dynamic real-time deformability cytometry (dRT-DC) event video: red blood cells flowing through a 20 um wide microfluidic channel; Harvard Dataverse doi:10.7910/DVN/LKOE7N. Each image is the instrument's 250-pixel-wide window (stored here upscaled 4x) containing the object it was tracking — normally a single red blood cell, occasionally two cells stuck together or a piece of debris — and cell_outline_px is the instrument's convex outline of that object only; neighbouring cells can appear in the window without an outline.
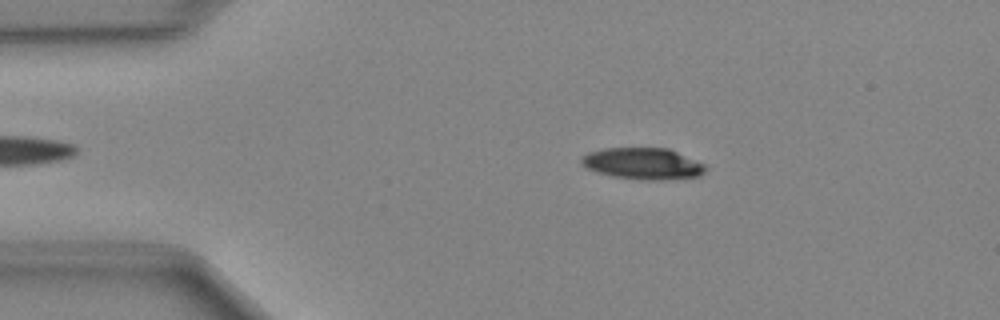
{"species": "Egyptian fruit bat (a non-hibernating species)", "species_latin": "Rousettus aegyptiacus", "temperature_condition": "cold", "stored_images_in_passage": 41, "camera_frame_rate_fps": 3000, "um_per_image_px": 0.085, "animal": {"sex": "female"}, "frame": {"image": 1, "passage_image": 8, "time_ms": 2.333, "image_size_px": [1000, 320], "cell_outline_px": [[708, 168], [700, 176], [656, 180], [648, 180], [616, 176], [596, 172], [580, 164], [580, 156], [588, 152], [604, 148], [668, 148], [704, 164]], "centroid_in_image_um": [54.62, 13.89], "position_along_channel_um": 30.4, "area_um2": 22.6}}
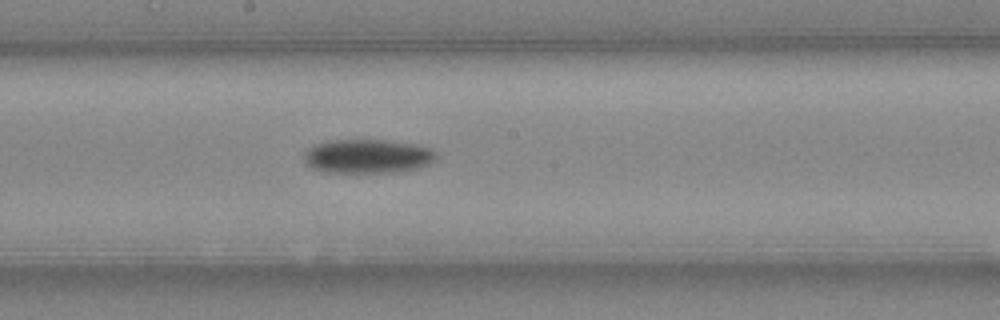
{"frame": {"image": 2, "passage_image": 25, "time_ms": 8.0, "image_size_px": [1000, 320], "cell_outline_px": [[436, 160], [428, 164], [416, 168], [396, 172], [324, 172], [312, 168], [304, 164], [304, 152], [312, 144], [328, 140], [384, 140], [416, 144], [432, 148], [436, 152]], "centroid_in_image_um": [31.21, 13.27], "position_along_channel_um": 217.0, "area_um2": 26.47}}
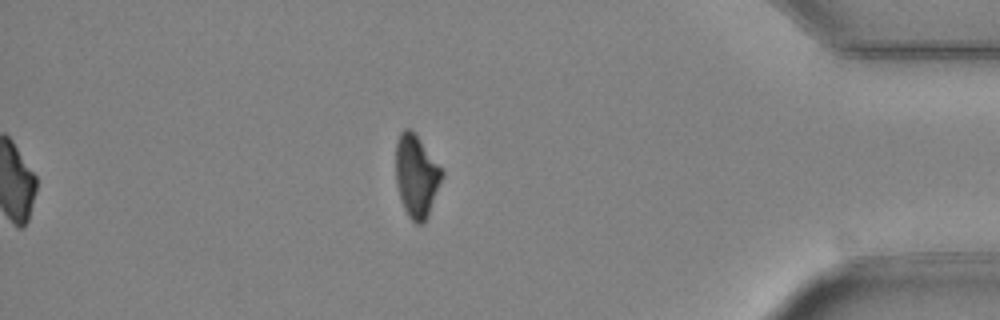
{"frame": {"image": 3, "passage_image": 41, "time_ms": 13.333, "image_size_px": [1000, 320], "cell_outline_px": [[444, 172], [428, 216], [424, 224], [416, 224], [408, 216], [404, 208], [396, 184], [396, 140], [400, 132], [404, 128], [408, 128], [416, 136]], "centroid_in_image_um": [35.37, 14.99], "position_along_channel_um": 399.8, "area_um2": 21.73}}